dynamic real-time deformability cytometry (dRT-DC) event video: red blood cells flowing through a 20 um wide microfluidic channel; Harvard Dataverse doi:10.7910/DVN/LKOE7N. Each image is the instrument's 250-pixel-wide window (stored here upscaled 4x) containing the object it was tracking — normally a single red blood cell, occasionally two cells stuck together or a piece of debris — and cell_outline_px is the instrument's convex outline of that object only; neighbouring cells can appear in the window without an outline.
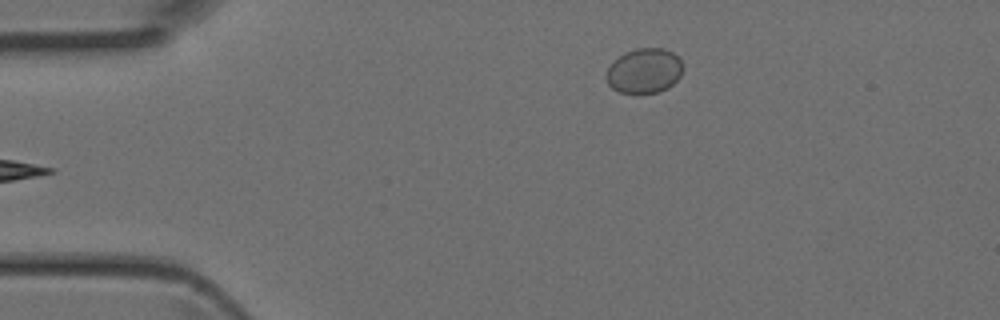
{"species": "Egyptian fruit bat (a non-hibernating species)", "species_latin": "Rousettus aegyptiacus", "temperature_condition": "room temperature", "stored_images_in_passage": 5, "camera_frame_rate_fps": 3000, "um_per_image_px": 0.085, "animal": {"sex": "female"}, "frame": {"image": 1, "passage_image": 5, "time_ms": 1.333, "image_size_px": [1000, 320], "cell_outline_px": [[684, 68], [680, 76], [668, 88], [660, 92], [620, 92], [612, 88], [608, 84], [604, 76], [608, 68], [624, 52], [636, 48], [664, 48], [672, 52], [680, 60]], "centroid_in_image_um": [54.76, 6.01], "position_along_channel_um": 30.2, "area_um2": 19.94}}